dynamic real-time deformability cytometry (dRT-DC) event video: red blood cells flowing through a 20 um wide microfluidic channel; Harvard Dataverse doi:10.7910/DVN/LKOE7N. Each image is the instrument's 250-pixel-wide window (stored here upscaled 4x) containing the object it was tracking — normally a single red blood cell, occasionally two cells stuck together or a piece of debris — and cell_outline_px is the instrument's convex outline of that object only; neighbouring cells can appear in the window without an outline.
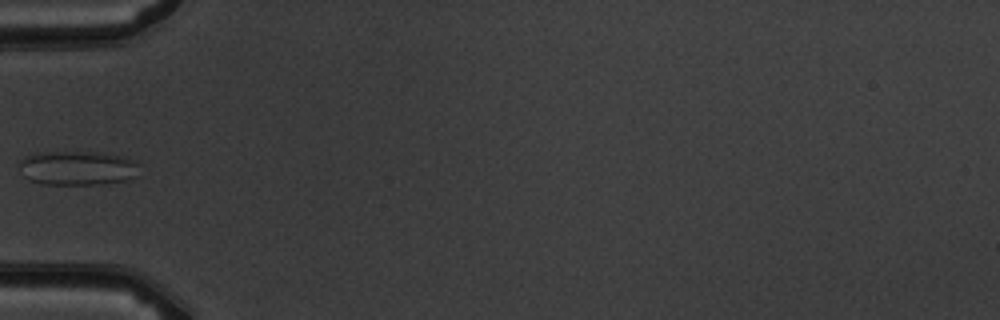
{"species": "common noctule bat (a hibernating species)", "species_latin": "Nyctalus noctula", "temperature_condition": "warm", "stored_images_in_passage": 6, "camera_frame_rate_fps": 3000, "um_per_image_px": 0.085, "animal": {"sex": "male", "body_mass_g": 19.5, "forearm_length_mm": 54.6}, "frame": {"image": 1, "passage_image": 6, "time_ms": 5.667, "image_size_px": [1000, 320], "cell_outline_px": [[140, 176], [128, 180], [104, 184], [40, 184], [28, 180], [24, 176], [20, 164], [20, 160], [24, 156], [32, 152], [92, 152], [124, 156], [136, 160]], "centroid_in_image_um": [6.61, 14.28], "position_along_channel_um": 78.4, "area_um2": 24.39}}